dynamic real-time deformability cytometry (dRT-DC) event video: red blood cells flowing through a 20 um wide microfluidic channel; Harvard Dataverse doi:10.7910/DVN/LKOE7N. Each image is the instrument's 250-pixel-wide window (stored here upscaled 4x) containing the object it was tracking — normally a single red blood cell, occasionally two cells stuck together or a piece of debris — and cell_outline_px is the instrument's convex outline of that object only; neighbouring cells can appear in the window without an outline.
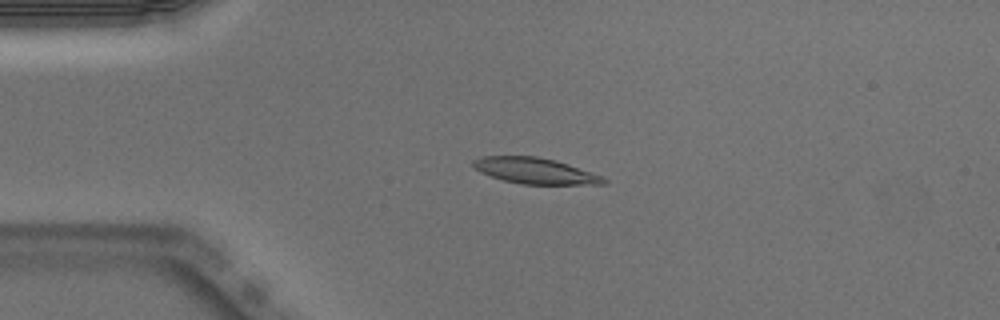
{"species": "Egyptian fruit bat (a non-hibernating species)", "species_latin": "Rousettus aegyptiacus", "temperature_condition": "warm", "stored_images_in_passage": 50, "camera_frame_rate_fps": 3000, "um_per_image_px": 0.085, "animal": {"sex": "male"}, "frame": {"image": 1, "passage_image": 11, "time_ms": 3.333, "image_size_px": [1000, 320], "cell_outline_px": [[608, 180], [604, 184], [520, 184], [504, 180], [480, 172], [472, 164], [472, 160], [484, 156], [536, 156], [556, 160], [568, 164], [600, 176]], "centroid_in_image_um": [45.45, 14.51], "position_along_channel_um": 39.5, "area_um2": 19.42}}
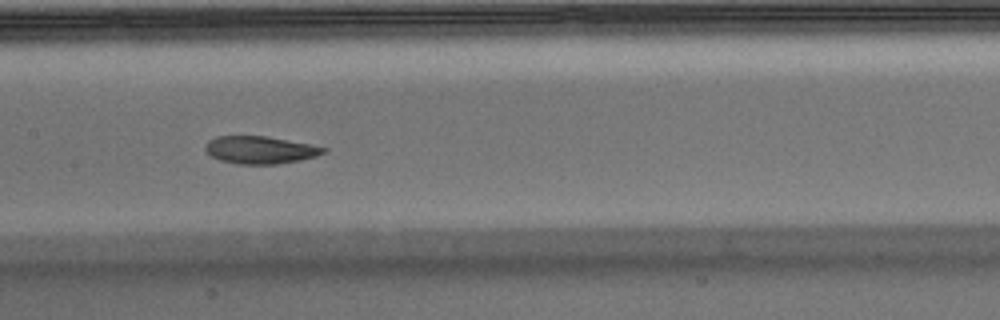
{"frame": {"image": 2, "passage_image": 24, "time_ms": 7.667, "image_size_px": [1000, 320], "cell_outline_px": [[328, 148], [324, 152], [316, 156], [300, 160], [276, 164], [236, 164], [220, 160], [212, 156], [204, 148], [204, 144], [208, 140], [216, 136], [264, 136], [312, 144]], "centroid_in_image_um": [22.1, 12.74], "position_along_channel_um": 185.3, "area_um2": 18.96}}
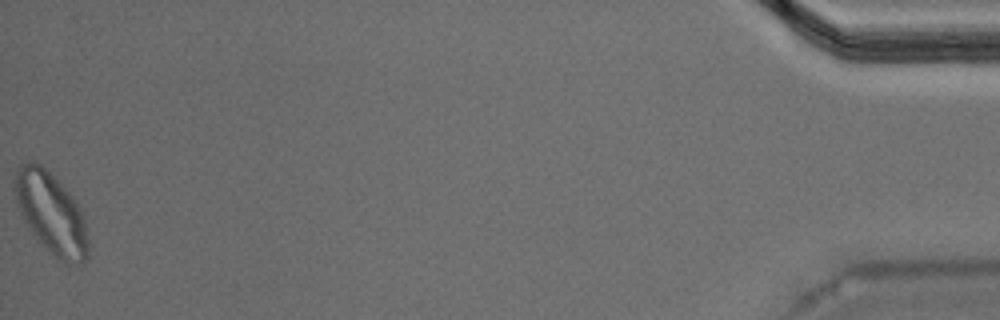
{"frame": {"image": 3, "passage_image": 50, "time_ms": 16.333, "image_size_px": [1000, 320], "cell_outline_px": [[88, 256], [84, 260], [76, 264], [68, 264], [52, 256], [32, 232], [20, 216], [16, 204], [12, 188], [12, 176], [16, 168], [28, 160], [32, 160], [40, 164], [72, 196], [80, 208], [84, 220], [88, 240]], "centroid_in_image_um": [4.28, 18.1], "position_along_channel_um": 430.9, "area_um2": 35.03}, "authors_computed_cell_mechanics": {"area_um2": 20.0855, "velocity_mm_per_s": 3.9668, "shape_relaxation_time_tau1_ms": 4.3683, "shape_relaxation_time_tau2_ms": 2.129, "deformation_change_tau1": 0.1501, "deformation_change_tau2": 0.085}}